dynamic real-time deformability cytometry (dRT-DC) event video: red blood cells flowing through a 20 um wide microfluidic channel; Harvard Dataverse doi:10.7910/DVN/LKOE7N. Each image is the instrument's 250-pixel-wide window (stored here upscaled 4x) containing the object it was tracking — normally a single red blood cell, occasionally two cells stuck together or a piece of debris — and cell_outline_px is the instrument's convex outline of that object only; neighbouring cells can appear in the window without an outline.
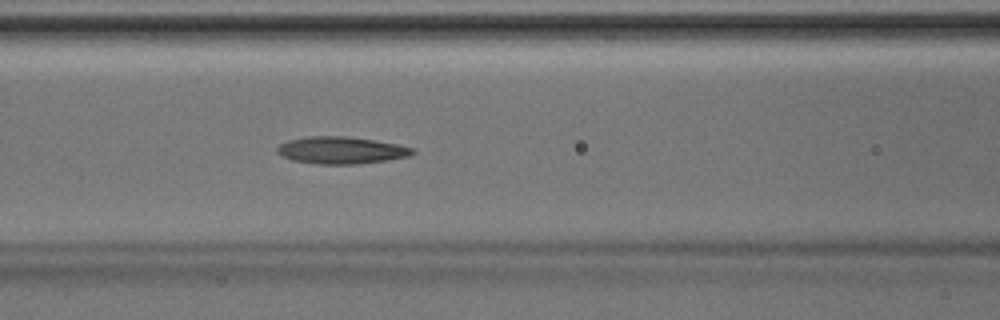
{"species": "Egyptian fruit bat (a non-hibernating species)", "species_latin": "Rousettus aegyptiacus", "temperature_condition": "room temperature", "stored_images_in_passage": 35, "camera_frame_rate_fps": 3000, "um_per_image_px": 0.085, "animal": {"sex": "male"}, "frame": {"image": 1, "passage_image": 11, "time_ms": 3.333, "image_size_px": [1000, 320], "cell_outline_px": [[416, 152], [408, 156], [388, 160], [356, 164], [320, 164], [292, 160], [276, 152], [276, 148], [280, 144], [288, 140], [308, 136], [344, 136], [372, 140], [396, 144], [416, 148]], "centroid_in_image_um": [29.01, 12.77], "position_along_channel_um": 137.6, "area_um2": 21.27}}